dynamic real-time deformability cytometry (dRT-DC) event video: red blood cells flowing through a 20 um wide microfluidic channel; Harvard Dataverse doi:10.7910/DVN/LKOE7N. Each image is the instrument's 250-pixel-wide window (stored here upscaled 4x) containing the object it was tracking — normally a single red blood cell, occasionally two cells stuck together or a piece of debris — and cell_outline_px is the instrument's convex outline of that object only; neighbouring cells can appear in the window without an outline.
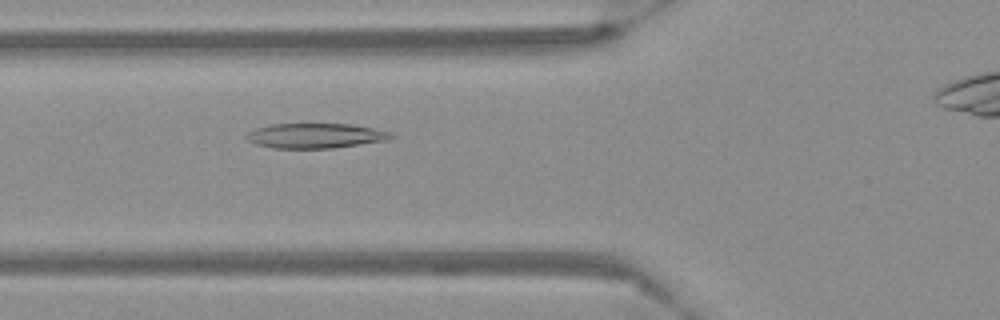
{"species": "Egyptian fruit bat (a non-hibernating species)", "species_latin": "Rousettus aegyptiacus", "temperature_condition": "warm", "stored_images_in_passage": 50, "camera_frame_rate_fps": 3000, "um_per_image_px": 0.085, "frame": {"image": 1, "passage_image": 20, "time_ms": 6.333, "image_size_px": [1000, 320], "cell_outline_px": [[396, 136], [388, 140], [332, 148], [276, 148], [256, 144], [248, 140], [244, 136], [248, 132], [256, 128], [272, 124], [352, 124], [392, 132]], "centroid_in_image_um": [26.83, 11.53], "position_along_channel_um": 99.0, "area_um2": 20.92}}
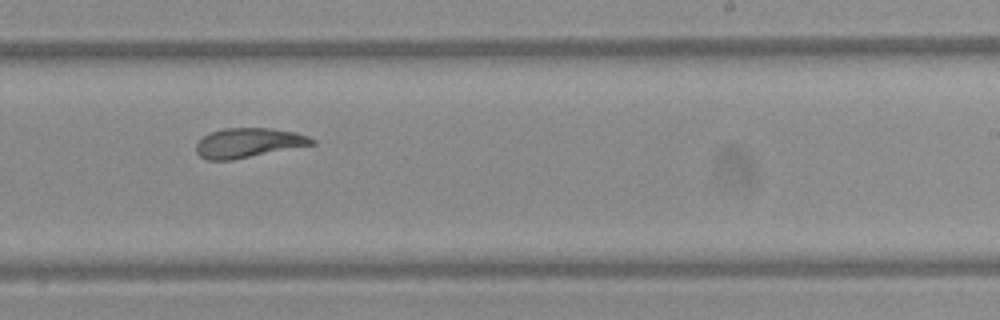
{"frame": {"image": 2, "passage_image": 34, "time_ms": 11.0, "image_size_px": [1000, 320], "cell_outline_px": [[316, 144], [232, 160], [208, 160], [200, 156], [196, 152], [196, 144], [208, 132], [224, 128], [272, 128], [296, 132], [308, 136], [316, 140]], "centroid_in_image_um": [21.13, 12.13], "position_along_channel_um": 267.9, "area_um2": 20.06}}
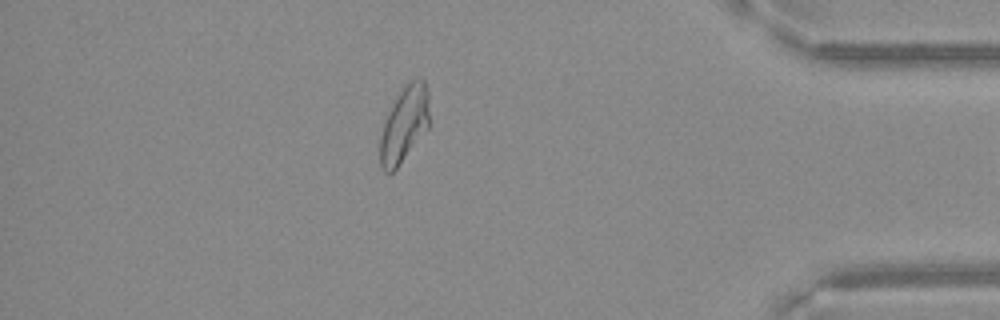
{"frame": {"image": 3, "passage_image": 48, "time_ms": 15.667, "image_size_px": [1000, 320], "cell_outline_px": [[428, 128], [396, 168], [392, 172], [384, 172], [380, 164], [380, 136], [384, 120], [392, 104], [400, 92], [412, 80], [420, 76], [424, 80], [428, 92]], "centroid_in_image_um": [34.35, 10.56], "position_along_channel_um": 400.9, "area_um2": 21.39}}